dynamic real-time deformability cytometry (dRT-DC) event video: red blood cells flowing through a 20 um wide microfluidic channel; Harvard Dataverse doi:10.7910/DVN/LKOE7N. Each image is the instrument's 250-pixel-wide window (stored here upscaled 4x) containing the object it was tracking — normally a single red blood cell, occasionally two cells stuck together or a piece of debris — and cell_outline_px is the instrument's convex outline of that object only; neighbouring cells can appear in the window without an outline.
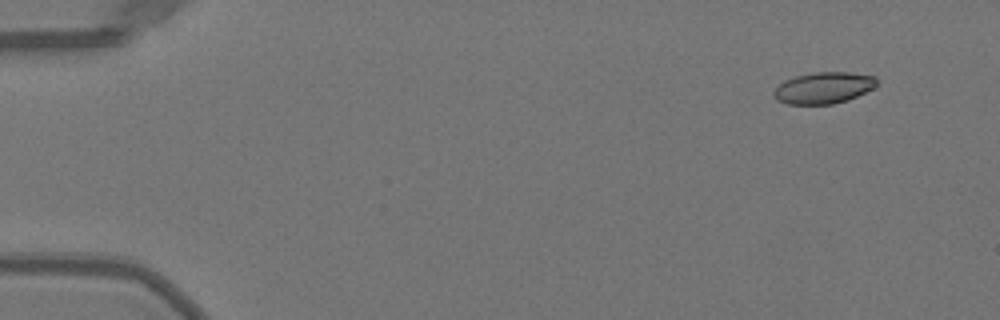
{"species": "Egyptian fruit bat (a non-hibernating species)", "species_latin": "Rousettus aegyptiacus", "temperature_condition": "warm", "stored_images_in_passage": 48, "camera_frame_rate_fps": 3000, "um_per_image_px": 0.085, "animal": {"sex": "female"}, "frame": {"image": 1, "passage_image": 1, "time_ms": 0.0, "image_size_px": [1000, 320], "cell_outline_px": [[876, 88], [848, 100], [832, 104], [788, 104], [776, 100], [772, 96], [772, 92], [784, 80], [796, 76], [816, 72], [848, 72], [876, 76]], "centroid_in_image_um": [70.01, 7.47], "position_along_channel_um": 15.0, "area_um2": 19.02}}
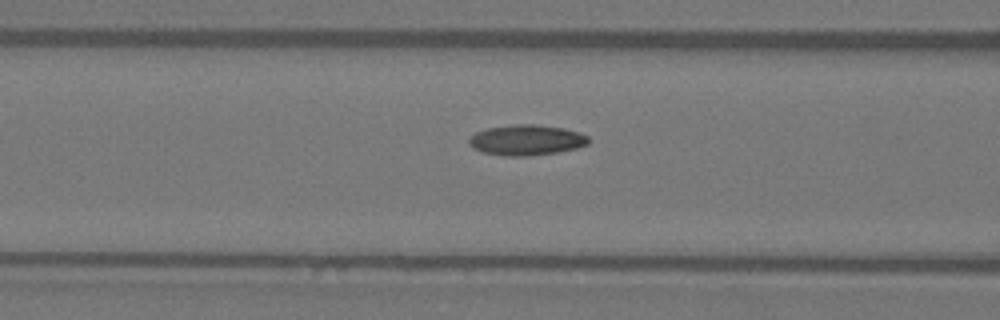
{"frame": {"image": 2, "passage_image": 18, "time_ms": 5.667, "image_size_px": [1000, 320], "cell_outline_px": [[588, 144], [576, 148], [556, 152], [528, 156], [504, 156], [484, 152], [472, 148], [468, 140], [476, 132], [488, 128], [516, 124], [536, 124], [564, 128], [580, 132], [588, 136]], "centroid_in_image_um": [44.76, 11.9], "position_along_channel_um": 121.8, "area_um2": 21.15}}
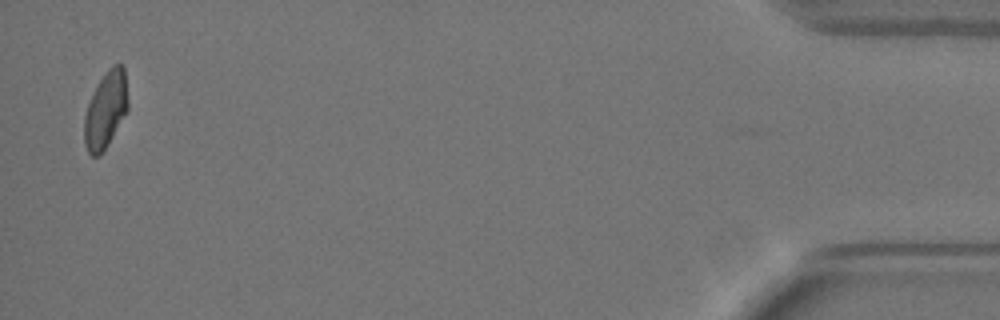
{"frame": {"image": 3, "passage_image": 47, "time_ms": 15.333, "image_size_px": [1000, 320], "cell_outline_px": [[128, 108], [112, 136], [100, 156], [92, 156], [88, 152], [84, 144], [84, 116], [88, 104], [100, 80], [108, 68], [116, 64], [124, 64], [128, 100]], "centroid_in_image_um": [8.98, 9.33], "position_along_channel_um": 426.2, "area_um2": 19.19}, "authors_computed_cell_mechanics": {"area_um2": 19.9121, "velocity_mm_per_s": 4.0161, "shape_relaxation_time_tau1_ms": 8.6209, "shape_relaxation_time_tau2_ms": 2.2116, "deformation_change_tau1": 0.2026, "deformation_change_tau2": 0.0725}}